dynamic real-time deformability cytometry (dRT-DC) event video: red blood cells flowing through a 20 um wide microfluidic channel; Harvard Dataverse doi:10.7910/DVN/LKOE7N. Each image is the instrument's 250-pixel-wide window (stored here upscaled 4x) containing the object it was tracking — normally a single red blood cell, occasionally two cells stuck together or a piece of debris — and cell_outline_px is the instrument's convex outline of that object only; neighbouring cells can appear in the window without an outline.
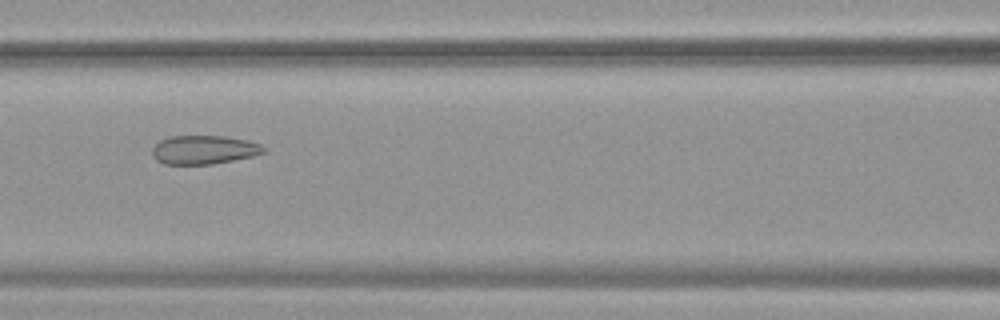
{"species": "common noctule bat (a hibernating species)", "species_latin": "Nyctalus noctula", "temperature_condition": "warm", "stored_images_in_passage": 22, "camera_frame_rate_fps": 3000, "um_per_image_px": 0.085, "animal": {"sex": "female", "body_mass_g": 19.9}, "frame": {"image": 1, "passage_image": 7, "time_ms": 2.0, "image_size_px": [1000, 320], "cell_outline_px": [[268, 148], [264, 152], [252, 156], [212, 164], [164, 164], [156, 160], [152, 156], [152, 148], [160, 140], [168, 136], [224, 136], [248, 140], [260, 144]], "centroid_in_image_um": [17.32, 12.72], "position_along_channel_um": 149.3, "area_um2": 18.73}}
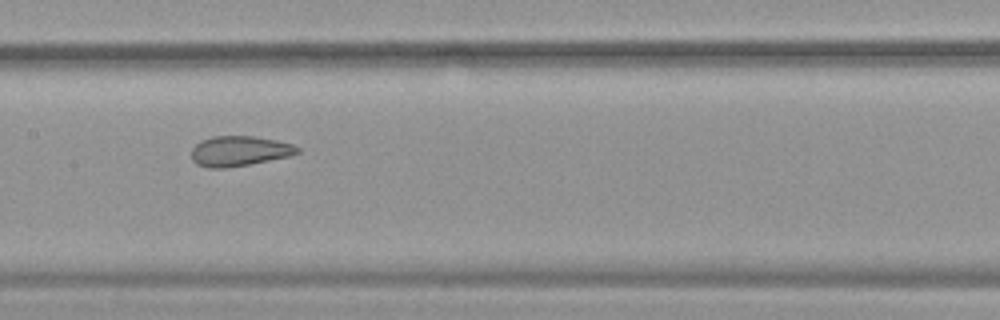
{"frame": {"image": 2, "passage_image": 10, "time_ms": 3.0, "image_size_px": [1000, 320], "cell_outline_px": [[300, 152], [288, 156], [228, 168], [208, 168], [196, 164], [192, 160], [192, 148], [200, 140], [212, 136], [256, 136], [276, 140], [292, 144], [300, 148]], "centroid_in_image_um": [20.31, 12.83], "position_along_channel_um": 187.1, "area_um2": 18.61}}